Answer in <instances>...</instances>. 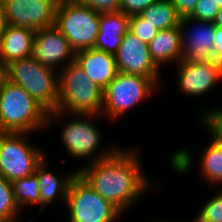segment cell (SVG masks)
<instances>
[{
    "label": "cell",
    "instance_id": "cell-22",
    "mask_svg": "<svg viewBox=\"0 0 222 222\" xmlns=\"http://www.w3.org/2000/svg\"><path fill=\"white\" fill-rule=\"evenodd\" d=\"M12 186L19 209L27 204L40 205L39 182L36 173L14 180Z\"/></svg>",
    "mask_w": 222,
    "mask_h": 222
},
{
    "label": "cell",
    "instance_id": "cell-30",
    "mask_svg": "<svg viewBox=\"0 0 222 222\" xmlns=\"http://www.w3.org/2000/svg\"><path fill=\"white\" fill-rule=\"evenodd\" d=\"M199 0H171L180 18L189 17Z\"/></svg>",
    "mask_w": 222,
    "mask_h": 222
},
{
    "label": "cell",
    "instance_id": "cell-19",
    "mask_svg": "<svg viewBox=\"0 0 222 222\" xmlns=\"http://www.w3.org/2000/svg\"><path fill=\"white\" fill-rule=\"evenodd\" d=\"M46 157L37 165L35 169V173L37 175V179L39 182V192H40V206L39 212H43L47 204L53 202L54 198L59 195L62 197L61 199L66 202V196L68 193V188L71 180L77 174V171L69 174V176L65 178H58L52 172H48L46 167ZM59 193V195H58Z\"/></svg>",
    "mask_w": 222,
    "mask_h": 222
},
{
    "label": "cell",
    "instance_id": "cell-7",
    "mask_svg": "<svg viewBox=\"0 0 222 222\" xmlns=\"http://www.w3.org/2000/svg\"><path fill=\"white\" fill-rule=\"evenodd\" d=\"M66 204L69 222H114L122 212L95 192L77 173L71 180Z\"/></svg>",
    "mask_w": 222,
    "mask_h": 222
},
{
    "label": "cell",
    "instance_id": "cell-27",
    "mask_svg": "<svg viewBox=\"0 0 222 222\" xmlns=\"http://www.w3.org/2000/svg\"><path fill=\"white\" fill-rule=\"evenodd\" d=\"M219 10L220 7L215 0H199L189 17L194 20L214 22Z\"/></svg>",
    "mask_w": 222,
    "mask_h": 222
},
{
    "label": "cell",
    "instance_id": "cell-29",
    "mask_svg": "<svg viewBox=\"0 0 222 222\" xmlns=\"http://www.w3.org/2000/svg\"><path fill=\"white\" fill-rule=\"evenodd\" d=\"M78 1L100 13L120 11L121 0H78Z\"/></svg>",
    "mask_w": 222,
    "mask_h": 222
},
{
    "label": "cell",
    "instance_id": "cell-17",
    "mask_svg": "<svg viewBox=\"0 0 222 222\" xmlns=\"http://www.w3.org/2000/svg\"><path fill=\"white\" fill-rule=\"evenodd\" d=\"M35 31L27 27L6 25L0 37V57L5 65L32 56Z\"/></svg>",
    "mask_w": 222,
    "mask_h": 222
},
{
    "label": "cell",
    "instance_id": "cell-28",
    "mask_svg": "<svg viewBox=\"0 0 222 222\" xmlns=\"http://www.w3.org/2000/svg\"><path fill=\"white\" fill-rule=\"evenodd\" d=\"M158 1L160 0H121L120 11L127 16L137 15Z\"/></svg>",
    "mask_w": 222,
    "mask_h": 222
},
{
    "label": "cell",
    "instance_id": "cell-24",
    "mask_svg": "<svg viewBox=\"0 0 222 222\" xmlns=\"http://www.w3.org/2000/svg\"><path fill=\"white\" fill-rule=\"evenodd\" d=\"M194 222H222V191L208 200Z\"/></svg>",
    "mask_w": 222,
    "mask_h": 222
},
{
    "label": "cell",
    "instance_id": "cell-1",
    "mask_svg": "<svg viewBox=\"0 0 222 222\" xmlns=\"http://www.w3.org/2000/svg\"><path fill=\"white\" fill-rule=\"evenodd\" d=\"M94 158L88 166L79 168L77 173L95 192L122 213L149 188L141 162L133 150L130 152L111 146Z\"/></svg>",
    "mask_w": 222,
    "mask_h": 222
},
{
    "label": "cell",
    "instance_id": "cell-20",
    "mask_svg": "<svg viewBox=\"0 0 222 222\" xmlns=\"http://www.w3.org/2000/svg\"><path fill=\"white\" fill-rule=\"evenodd\" d=\"M158 31L179 26L180 17L171 0H160L139 14Z\"/></svg>",
    "mask_w": 222,
    "mask_h": 222
},
{
    "label": "cell",
    "instance_id": "cell-25",
    "mask_svg": "<svg viewBox=\"0 0 222 222\" xmlns=\"http://www.w3.org/2000/svg\"><path fill=\"white\" fill-rule=\"evenodd\" d=\"M200 115V124L208 128L212 138L222 143V108L206 109Z\"/></svg>",
    "mask_w": 222,
    "mask_h": 222
},
{
    "label": "cell",
    "instance_id": "cell-26",
    "mask_svg": "<svg viewBox=\"0 0 222 222\" xmlns=\"http://www.w3.org/2000/svg\"><path fill=\"white\" fill-rule=\"evenodd\" d=\"M128 30L146 44H149L158 32L153 25L148 23L139 14L130 16Z\"/></svg>",
    "mask_w": 222,
    "mask_h": 222
},
{
    "label": "cell",
    "instance_id": "cell-11",
    "mask_svg": "<svg viewBox=\"0 0 222 222\" xmlns=\"http://www.w3.org/2000/svg\"><path fill=\"white\" fill-rule=\"evenodd\" d=\"M196 22V26L187 34L188 23ZM182 60L190 62H218L215 57V25L213 22L194 20L190 17L180 18Z\"/></svg>",
    "mask_w": 222,
    "mask_h": 222
},
{
    "label": "cell",
    "instance_id": "cell-4",
    "mask_svg": "<svg viewBox=\"0 0 222 222\" xmlns=\"http://www.w3.org/2000/svg\"><path fill=\"white\" fill-rule=\"evenodd\" d=\"M6 79L21 86L48 112L57 110L58 75L33 56L7 64Z\"/></svg>",
    "mask_w": 222,
    "mask_h": 222
},
{
    "label": "cell",
    "instance_id": "cell-3",
    "mask_svg": "<svg viewBox=\"0 0 222 222\" xmlns=\"http://www.w3.org/2000/svg\"><path fill=\"white\" fill-rule=\"evenodd\" d=\"M48 126V111L21 86L0 85V132L31 133Z\"/></svg>",
    "mask_w": 222,
    "mask_h": 222
},
{
    "label": "cell",
    "instance_id": "cell-15",
    "mask_svg": "<svg viewBox=\"0 0 222 222\" xmlns=\"http://www.w3.org/2000/svg\"><path fill=\"white\" fill-rule=\"evenodd\" d=\"M74 62L88 75L91 81L103 89L118 73L114 55L94 48L75 52Z\"/></svg>",
    "mask_w": 222,
    "mask_h": 222
},
{
    "label": "cell",
    "instance_id": "cell-9",
    "mask_svg": "<svg viewBox=\"0 0 222 222\" xmlns=\"http://www.w3.org/2000/svg\"><path fill=\"white\" fill-rule=\"evenodd\" d=\"M59 0H1L7 25L34 31L54 25Z\"/></svg>",
    "mask_w": 222,
    "mask_h": 222
},
{
    "label": "cell",
    "instance_id": "cell-21",
    "mask_svg": "<svg viewBox=\"0 0 222 222\" xmlns=\"http://www.w3.org/2000/svg\"><path fill=\"white\" fill-rule=\"evenodd\" d=\"M201 175L215 185L222 184V143L214 138L201 157Z\"/></svg>",
    "mask_w": 222,
    "mask_h": 222
},
{
    "label": "cell",
    "instance_id": "cell-5",
    "mask_svg": "<svg viewBox=\"0 0 222 222\" xmlns=\"http://www.w3.org/2000/svg\"><path fill=\"white\" fill-rule=\"evenodd\" d=\"M100 12L78 0H59L54 26L75 51L93 48L99 33Z\"/></svg>",
    "mask_w": 222,
    "mask_h": 222
},
{
    "label": "cell",
    "instance_id": "cell-23",
    "mask_svg": "<svg viewBox=\"0 0 222 222\" xmlns=\"http://www.w3.org/2000/svg\"><path fill=\"white\" fill-rule=\"evenodd\" d=\"M19 210L15 201L12 182L0 176V222H19L17 220Z\"/></svg>",
    "mask_w": 222,
    "mask_h": 222
},
{
    "label": "cell",
    "instance_id": "cell-8",
    "mask_svg": "<svg viewBox=\"0 0 222 222\" xmlns=\"http://www.w3.org/2000/svg\"><path fill=\"white\" fill-rule=\"evenodd\" d=\"M157 85L147 77L118 72L116 77L104 89L101 113L116 120L127 110L154 94ZM145 97V98H144Z\"/></svg>",
    "mask_w": 222,
    "mask_h": 222
},
{
    "label": "cell",
    "instance_id": "cell-35",
    "mask_svg": "<svg viewBox=\"0 0 222 222\" xmlns=\"http://www.w3.org/2000/svg\"><path fill=\"white\" fill-rule=\"evenodd\" d=\"M217 2V5L222 8V0H215Z\"/></svg>",
    "mask_w": 222,
    "mask_h": 222
},
{
    "label": "cell",
    "instance_id": "cell-14",
    "mask_svg": "<svg viewBox=\"0 0 222 222\" xmlns=\"http://www.w3.org/2000/svg\"><path fill=\"white\" fill-rule=\"evenodd\" d=\"M42 65L52 69L66 60L65 65L73 63L75 51L64 35L53 25L35 31L33 54Z\"/></svg>",
    "mask_w": 222,
    "mask_h": 222
},
{
    "label": "cell",
    "instance_id": "cell-6",
    "mask_svg": "<svg viewBox=\"0 0 222 222\" xmlns=\"http://www.w3.org/2000/svg\"><path fill=\"white\" fill-rule=\"evenodd\" d=\"M29 133L0 132V176L9 182L35 173L45 153L25 139Z\"/></svg>",
    "mask_w": 222,
    "mask_h": 222
},
{
    "label": "cell",
    "instance_id": "cell-34",
    "mask_svg": "<svg viewBox=\"0 0 222 222\" xmlns=\"http://www.w3.org/2000/svg\"><path fill=\"white\" fill-rule=\"evenodd\" d=\"M213 23L215 26L222 28V8L218 11Z\"/></svg>",
    "mask_w": 222,
    "mask_h": 222
},
{
    "label": "cell",
    "instance_id": "cell-31",
    "mask_svg": "<svg viewBox=\"0 0 222 222\" xmlns=\"http://www.w3.org/2000/svg\"><path fill=\"white\" fill-rule=\"evenodd\" d=\"M215 57L218 62L222 63V28L215 26L214 35Z\"/></svg>",
    "mask_w": 222,
    "mask_h": 222
},
{
    "label": "cell",
    "instance_id": "cell-33",
    "mask_svg": "<svg viewBox=\"0 0 222 222\" xmlns=\"http://www.w3.org/2000/svg\"><path fill=\"white\" fill-rule=\"evenodd\" d=\"M6 79V65L0 57V85Z\"/></svg>",
    "mask_w": 222,
    "mask_h": 222
},
{
    "label": "cell",
    "instance_id": "cell-16",
    "mask_svg": "<svg viewBox=\"0 0 222 222\" xmlns=\"http://www.w3.org/2000/svg\"><path fill=\"white\" fill-rule=\"evenodd\" d=\"M129 18L121 11L101 12L99 33L93 48L114 55L129 29Z\"/></svg>",
    "mask_w": 222,
    "mask_h": 222
},
{
    "label": "cell",
    "instance_id": "cell-32",
    "mask_svg": "<svg viewBox=\"0 0 222 222\" xmlns=\"http://www.w3.org/2000/svg\"><path fill=\"white\" fill-rule=\"evenodd\" d=\"M6 20H5V14H4V9H3V5L0 1V37L2 35V33L5 30L6 27Z\"/></svg>",
    "mask_w": 222,
    "mask_h": 222
},
{
    "label": "cell",
    "instance_id": "cell-10",
    "mask_svg": "<svg viewBox=\"0 0 222 222\" xmlns=\"http://www.w3.org/2000/svg\"><path fill=\"white\" fill-rule=\"evenodd\" d=\"M114 57L118 72L150 78L158 86L160 69L150 58L148 44L129 30L124 34Z\"/></svg>",
    "mask_w": 222,
    "mask_h": 222
},
{
    "label": "cell",
    "instance_id": "cell-2",
    "mask_svg": "<svg viewBox=\"0 0 222 222\" xmlns=\"http://www.w3.org/2000/svg\"><path fill=\"white\" fill-rule=\"evenodd\" d=\"M103 99V88L91 81L75 62L67 64L58 75L57 110L48 112V125L51 118L65 111L71 112L69 115L98 114L101 116Z\"/></svg>",
    "mask_w": 222,
    "mask_h": 222
},
{
    "label": "cell",
    "instance_id": "cell-18",
    "mask_svg": "<svg viewBox=\"0 0 222 222\" xmlns=\"http://www.w3.org/2000/svg\"><path fill=\"white\" fill-rule=\"evenodd\" d=\"M148 50L151 60L160 69L163 64L182 60L181 31L179 26L164 29L149 42Z\"/></svg>",
    "mask_w": 222,
    "mask_h": 222
},
{
    "label": "cell",
    "instance_id": "cell-12",
    "mask_svg": "<svg viewBox=\"0 0 222 222\" xmlns=\"http://www.w3.org/2000/svg\"><path fill=\"white\" fill-rule=\"evenodd\" d=\"M178 86L188 96L199 97L208 93L222 79V63L180 60L178 63Z\"/></svg>",
    "mask_w": 222,
    "mask_h": 222
},
{
    "label": "cell",
    "instance_id": "cell-13",
    "mask_svg": "<svg viewBox=\"0 0 222 222\" xmlns=\"http://www.w3.org/2000/svg\"><path fill=\"white\" fill-rule=\"evenodd\" d=\"M77 117L66 123L61 132V140L69 154L75 158H87L95 154L100 145L101 133L99 129L88 121V117L98 116L95 114H73ZM87 118L85 120V118ZM83 117V119L81 118Z\"/></svg>",
    "mask_w": 222,
    "mask_h": 222
}]
</instances>
